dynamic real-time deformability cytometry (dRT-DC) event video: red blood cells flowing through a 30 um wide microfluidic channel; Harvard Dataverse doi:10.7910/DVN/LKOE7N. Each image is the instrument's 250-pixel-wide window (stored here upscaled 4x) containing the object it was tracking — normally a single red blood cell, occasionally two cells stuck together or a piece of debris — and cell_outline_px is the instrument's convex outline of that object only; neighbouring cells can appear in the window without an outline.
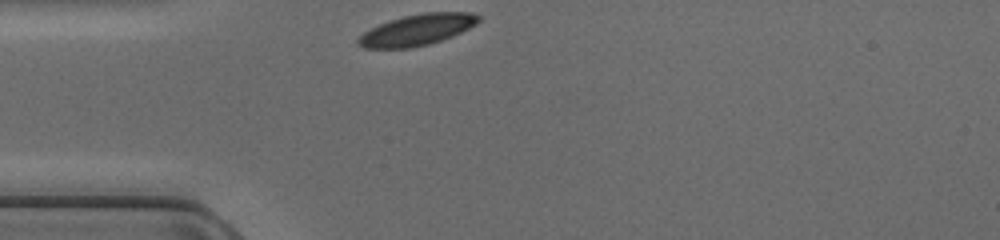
{"species": "common noctule bat (a hibernating species)", "species_latin": "Nyctalus noctula", "temperature_condition": "cold", "stored_images_in_passage": 26, "camera_frame_rate_fps": 3000, "um_per_image_px": 0.085, "animal": {"sex": "female", "body_mass_g": 17.0, "forearm_length_mm": 48.0}, "frame": {"image": 1, "passage_image": 1, "time_ms": 0.0, "image_size_px": [1000, 240], "cell_outline_px": [[480, 20], [476, 24], [452, 36], [428, 44], [408, 48], [364, 48], [356, 44], [356, 40], [364, 32], [380, 24], [404, 16], [424, 12], [472, 12], [480, 16]], "centroid_in_image_um": [35.45, 2.53], "position_along_channel_um": 49.5, "area_um2": 21.56}}
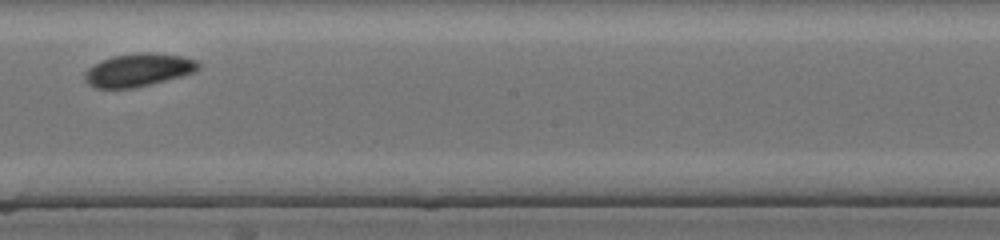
{"frame": {"image": 2, "passage_image": 15, "time_ms": 4.667, "image_size_px": [1000, 240], "cell_outline_px": [[200, 68], [196, 72], [152, 84], [136, 88], [96, 88], [88, 84], [84, 80], [84, 72], [88, 68], [100, 60], [112, 56], [140, 52], [156, 52], [184, 56], [196, 60], [200, 64]], "centroid_in_image_um": [11.77, 5.94], "position_along_channel_um": 236.4, "area_um2": 22.25}}
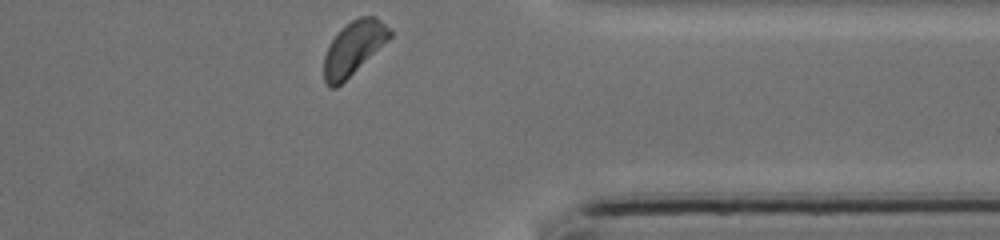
{"frame": {"image": 3, "passage_image": 26, "time_ms": 8.333, "image_size_px": [1000, 240], "cell_outline_px": [[392, 36], [388, 40], [336, 88], [328, 88], [324, 80], [324, 56], [332, 40], [340, 28], [352, 20], [360, 16], [376, 16], [392, 28]], "centroid_in_image_um": [30.06, 4.05], "position_along_channel_um": 381.3, "area_um2": 20.4}}